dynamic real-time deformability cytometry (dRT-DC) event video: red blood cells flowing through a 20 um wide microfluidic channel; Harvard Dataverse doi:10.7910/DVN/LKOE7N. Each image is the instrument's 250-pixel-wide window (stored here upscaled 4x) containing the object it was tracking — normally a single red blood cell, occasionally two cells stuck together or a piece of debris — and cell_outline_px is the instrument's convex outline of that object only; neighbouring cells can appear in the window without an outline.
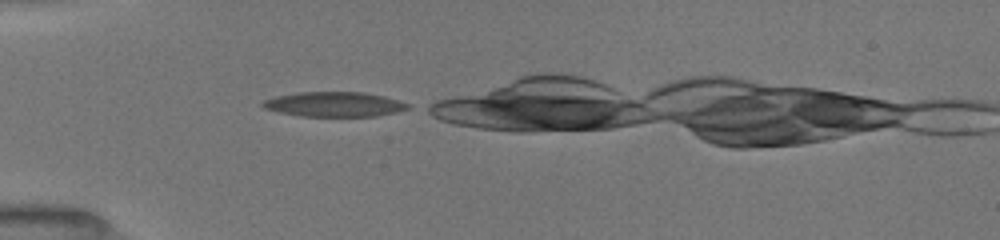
{"species": "common noctule bat (a hibernating species)", "species_latin": "Nyctalus noctula", "temperature_condition": "room temperature", "stored_images_in_passage": 7, "camera_frame_rate_fps": 3000, "um_per_image_px": 0.085, "animal": {"sex": "female", "body_mass_g": 19.5, "forearm_length_mm": 54.1}, "frame": {"image": 1, "passage_image": 1, "time_ms": 0.0, "image_size_px": [1000, 240], "cell_outline_px": [[408, 108], [396, 112], [376, 116], [300, 116], [280, 112], [264, 108], [260, 104], [264, 100], [276, 96], [300, 92], [360, 92], [384, 96], [408, 104]], "centroid_in_image_um": [28.37, 8.86], "position_along_channel_um": 56.6, "area_um2": 20.69}}
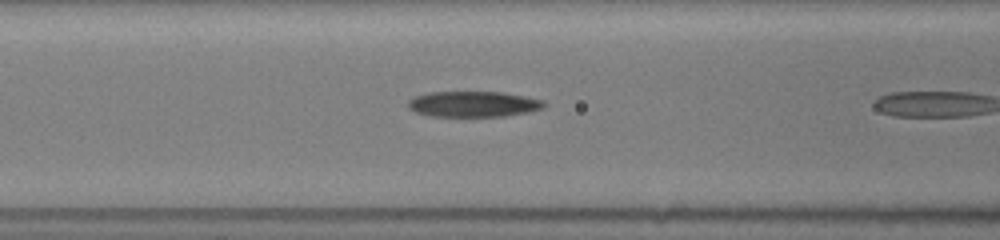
{"frame": {"image": 2, "passage_image": 6, "time_ms": 2.0, "image_size_px": [1000, 240], "cell_outline_px": [[548, 104], [544, 108], [528, 112], [504, 116], [428, 116], [416, 112], [408, 108], [408, 100], [416, 96], [428, 92], [504, 92], [544, 100]], "centroid_in_image_um": [40.26, 8.84], "position_along_channel_um": 126.3, "area_um2": 20.46}}